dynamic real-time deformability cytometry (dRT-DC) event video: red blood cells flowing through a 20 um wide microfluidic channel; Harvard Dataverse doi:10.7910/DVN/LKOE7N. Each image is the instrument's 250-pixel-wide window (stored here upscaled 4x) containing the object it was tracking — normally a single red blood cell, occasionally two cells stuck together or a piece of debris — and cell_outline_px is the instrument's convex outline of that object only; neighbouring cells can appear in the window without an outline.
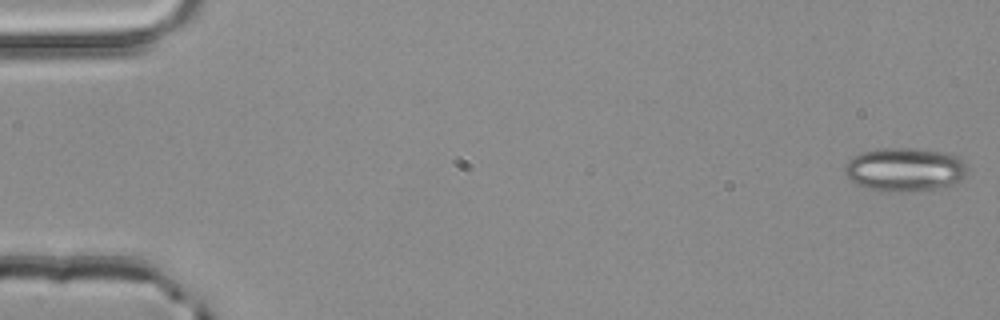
{"species": "common noctule bat (a hibernating species)", "species_latin": "Nyctalus noctula", "temperature_condition": "room temperature", "stored_images_in_passage": 52, "camera_frame_rate_fps": 3000, "um_per_image_px": 0.085, "animal": {"sex": "male", "body_mass_g": 20.4}, "frame": {"image": 1, "passage_image": 1, "time_ms": 0.0, "image_size_px": [1000, 320], "cell_outline_px": [[968, 172], [956, 184], [936, 188], [912, 192], [896, 192], [868, 188], [852, 180], [844, 172], [844, 164], [852, 156], [860, 152], [884, 148], [916, 148], [944, 152], [956, 156], [968, 168]], "centroid_in_image_um": [76.91, 14.4], "position_along_channel_um": 8.1, "area_um2": 31.21}}
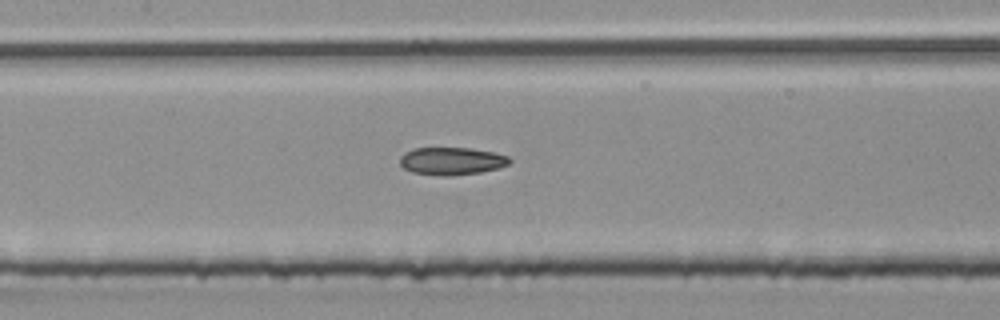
{"frame": {"image": 2, "passage_image": 25, "time_ms": 8.0, "image_size_px": [1000, 320], "cell_outline_px": [[512, 160], [508, 164], [500, 168], [480, 172], [412, 172], [404, 168], [400, 164], [400, 156], [404, 152], [412, 148], [472, 148], [492, 152], [508, 156]], "centroid_in_image_um": [38.41, 13.62], "position_along_channel_um": 169.0, "area_um2": 16.65}}
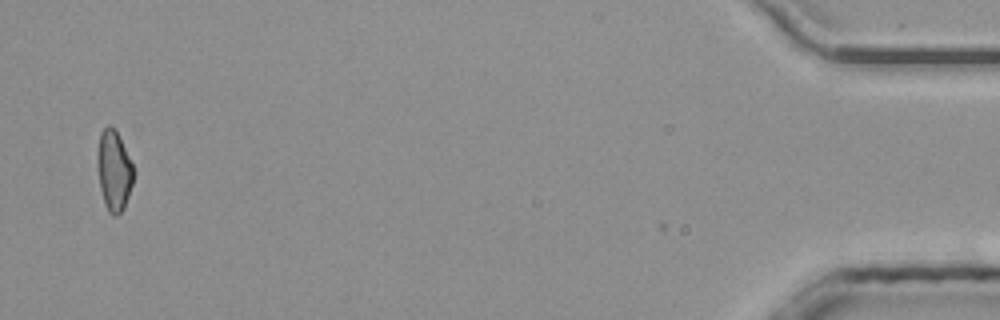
{"frame": {"image": 3, "passage_image": 51, "time_ms": 16.667, "image_size_px": [1000, 320], "cell_outline_px": [[136, 172], [124, 208], [116, 216], [112, 216], [108, 212], [104, 204], [100, 188], [96, 164], [96, 156], [100, 132], [108, 124], [116, 132]], "centroid_in_image_um": [9.66, 14.54], "position_along_channel_um": 425.5, "area_um2": 16.99}, "authors_computed_cell_mechanics": {"area_um2": 17.7446, "velocity_mm_per_s": 4.0295, "shape_relaxation_time_tau1_ms": null, "shape_relaxation_time_tau2_ms": 8.8555, "deformation_change_tau1": null, "deformation_change_tau2": 0.1872}}